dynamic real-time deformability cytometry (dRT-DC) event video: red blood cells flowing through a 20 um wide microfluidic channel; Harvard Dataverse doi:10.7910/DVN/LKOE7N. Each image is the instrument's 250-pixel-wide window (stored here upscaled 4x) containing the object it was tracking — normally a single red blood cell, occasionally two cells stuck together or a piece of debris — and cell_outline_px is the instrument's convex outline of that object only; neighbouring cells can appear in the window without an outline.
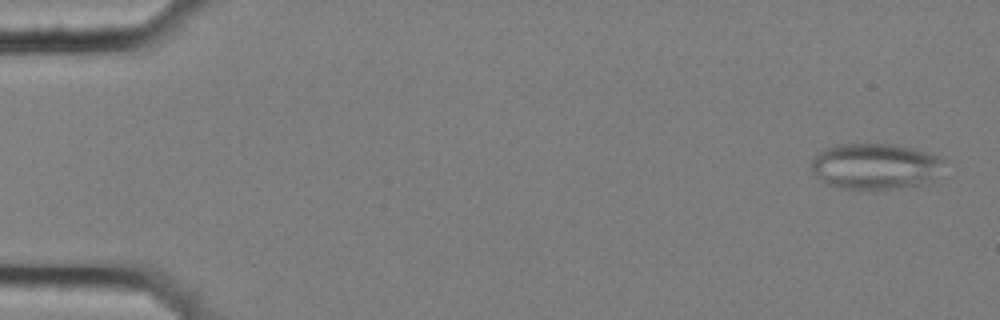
{"species": "common noctule bat (a hibernating species)", "species_latin": "Nyctalus noctula", "temperature_condition": "cold", "stored_images_in_passage": 57, "camera_frame_rate_fps": 3000, "um_per_image_px": 0.085, "animal": {"sex": "female", "body_mass_g": 25.1}, "frame": {"image": 1, "passage_image": 2, "time_ms": 0.333, "image_size_px": [1000, 320], "cell_outline_px": [[944, 160], [932, 180], [928, 184], [892, 188], [836, 188], [824, 184], [812, 172], [812, 160], [816, 152], [824, 148], [836, 144], [892, 144], [912, 148], [928, 152], [940, 156]], "centroid_in_image_um": [74.33, 14.12], "position_along_channel_um": 10.7, "area_um2": 35.55}}
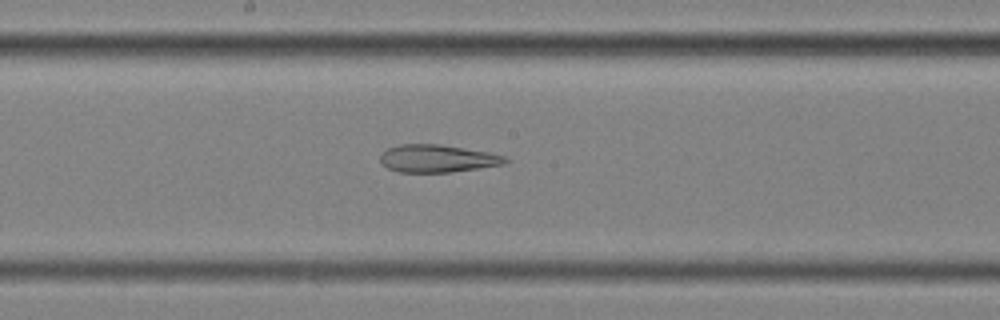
{"frame": {"image": 2, "passage_image": 31, "time_ms": 10.0, "image_size_px": [1000, 320], "cell_outline_px": [[512, 160], [504, 164], [448, 172], [400, 172], [388, 168], [380, 160], [380, 156], [388, 148], [400, 144], [440, 144], [488, 152], [504, 156]], "centroid_in_image_um": [37.19, 13.46], "position_along_channel_um": 211.0, "area_um2": 19.88}}
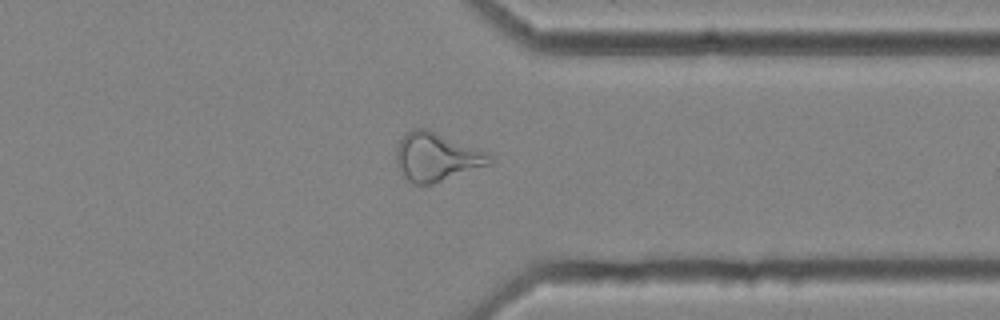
{"frame": {"image": 3, "passage_image": 45, "time_ms": 14.667, "image_size_px": [1000, 320], "cell_outline_px": [[492, 164], [432, 184], [412, 184], [404, 176], [396, 164], [396, 148], [400, 140], [412, 128], [428, 128], [488, 152], [492, 160]], "centroid_in_image_um": [37.11, 13.33], "position_along_channel_um": 374.3, "area_um2": 26.47}, "authors_computed_cell_mechanics": {"area_um2": 27.9174, "velocity_mm_per_s": 3.5278, "shape_relaxation_time_tau1_ms": null, "shape_relaxation_time_tau2_ms": 3.8083, "deformation_change_tau1": null, "deformation_change_tau2": 0.1496}}